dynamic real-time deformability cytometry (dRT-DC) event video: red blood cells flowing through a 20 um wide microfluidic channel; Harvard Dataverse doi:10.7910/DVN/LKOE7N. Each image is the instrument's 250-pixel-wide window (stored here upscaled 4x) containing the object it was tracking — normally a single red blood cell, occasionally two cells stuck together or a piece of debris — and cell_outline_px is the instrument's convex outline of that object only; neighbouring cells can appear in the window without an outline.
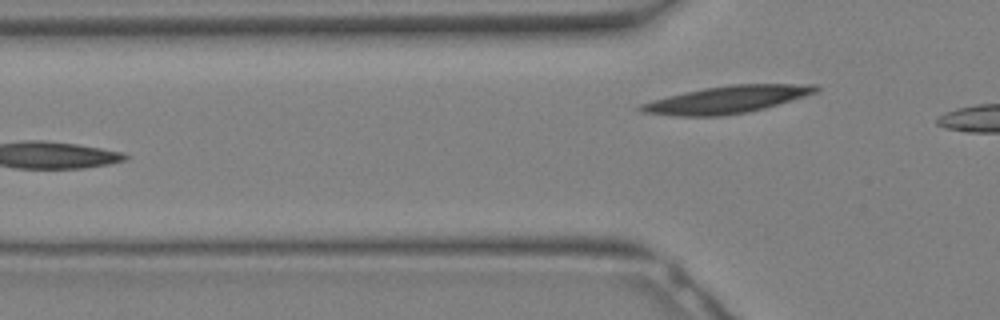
{"species": "Egyptian fruit bat (a non-hibernating species)", "species_latin": "Rousettus aegyptiacus", "temperature_condition": "warm", "stored_images_in_passage": 6, "segment_of_instrument_passage": [2, 2], "camera_frame_rate_fps": 3000, "um_per_image_px": 0.085, "animal": {"sex": "female"}, "frame": {"image": 1, "passage_image": 6, "time_ms": 1.667, "image_size_px": [1000, 320], "cell_outline_px": [[820, 88], [816, 92], [804, 96], [764, 108], [748, 112], [720, 116], [676, 116], [640, 112], [636, 108], [640, 104], [652, 100], [684, 92], [704, 88], [732, 84], [816, 84]], "centroid_in_image_um": [61.75, 8.46], "position_along_channel_um": 64.1, "area_um2": 27.74}}